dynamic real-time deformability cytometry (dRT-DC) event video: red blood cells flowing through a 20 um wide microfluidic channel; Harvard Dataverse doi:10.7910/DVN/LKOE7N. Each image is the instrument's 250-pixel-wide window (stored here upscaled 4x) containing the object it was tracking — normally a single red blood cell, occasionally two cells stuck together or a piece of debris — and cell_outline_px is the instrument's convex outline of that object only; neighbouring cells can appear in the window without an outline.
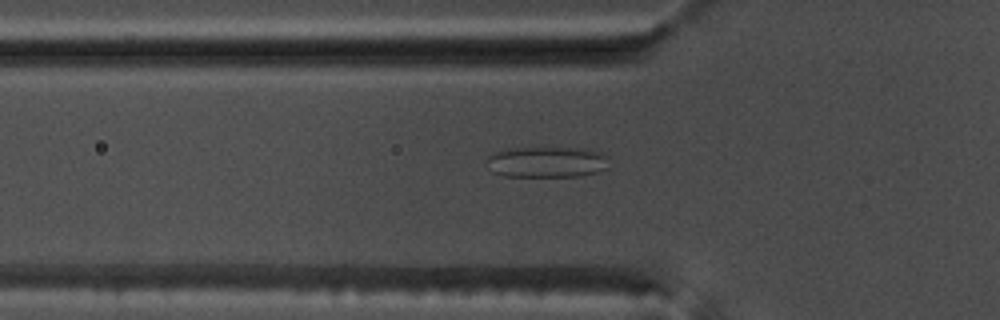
{"species": "common noctule bat (a hibernating species)", "species_latin": "Nyctalus noctula", "temperature_condition": "warm", "stored_images_in_passage": 46, "camera_frame_rate_fps": 3000, "um_per_image_px": 0.085, "animal": {"sex": "male", "body_mass_g": 17.5, "forearm_length_mm": 52.3}, "frame": {"image": 1, "passage_image": 11, "time_ms": 3.333, "image_size_px": [1000, 320], "cell_outline_px": [[608, 168], [596, 172], [580, 176], [504, 176], [492, 172], [488, 160], [488, 156], [496, 152], [508, 148], [588, 148], [600, 152], [604, 156]], "centroid_in_image_um": [46.48, 13.77], "position_along_channel_um": 79.3, "area_um2": 21.79}}
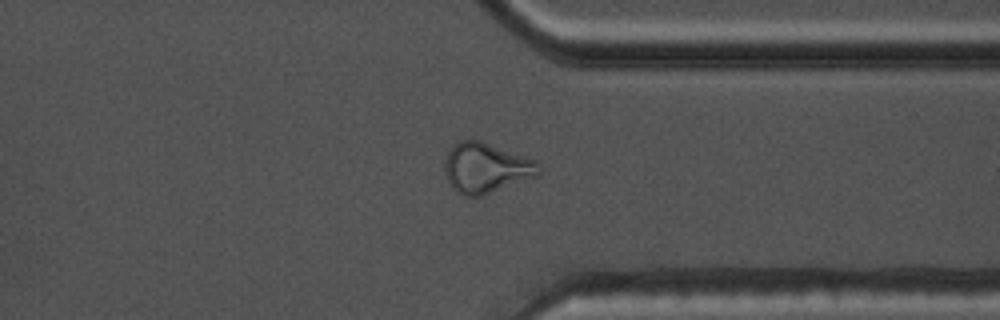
{"frame": {"image": 2, "passage_image": 34, "time_ms": 11.0, "image_size_px": [1000, 320], "cell_outline_px": [[540, 172], [536, 176], [480, 196], [464, 196], [456, 192], [452, 188], [444, 172], [444, 160], [452, 144], [460, 140], [480, 140], [536, 160], [540, 164]], "centroid_in_image_um": [41.27, 14.26], "position_along_channel_um": 370.1, "area_um2": 27.46}}
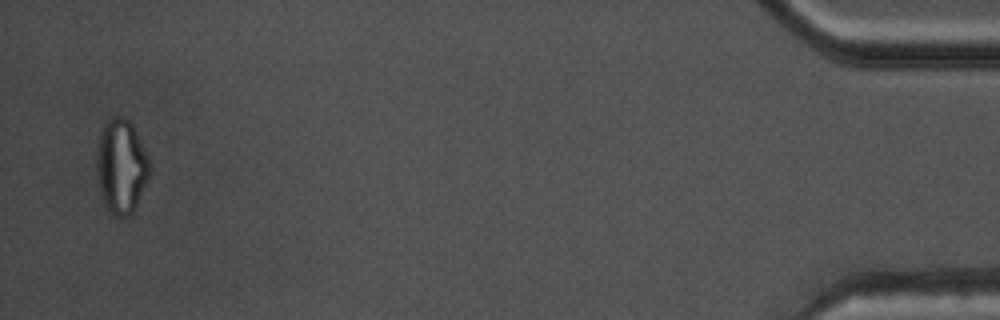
{"frame": {"image": 3, "passage_image": 45, "time_ms": 14.667, "image_size_px": [1000, 320], "cell_outline_px": [[152, 172], [136, 208], [128, 216], [116, 220], [108, 208], [100, 192], [96, 172], [96, 164], [100, 132], [104, 124], [112, 116], [124, 116], [132, 124], [148, 156], [152, 168]], "centroid_in_image_um": [10.34, 14.17], "position_along_channel_um": 424.9, "area_um2": 29.54}, "authors_computed_cell_mechanics": {"area_um2": 24.8829, "velocity_mm_per_s": 3.8046, "shape_relaxation_time_tau1_ms": null, "shape_relaxation_time_tau2_ms": 1.993, "deformation_change_tau1": null, "deformation_change_tau2": 0.105}}